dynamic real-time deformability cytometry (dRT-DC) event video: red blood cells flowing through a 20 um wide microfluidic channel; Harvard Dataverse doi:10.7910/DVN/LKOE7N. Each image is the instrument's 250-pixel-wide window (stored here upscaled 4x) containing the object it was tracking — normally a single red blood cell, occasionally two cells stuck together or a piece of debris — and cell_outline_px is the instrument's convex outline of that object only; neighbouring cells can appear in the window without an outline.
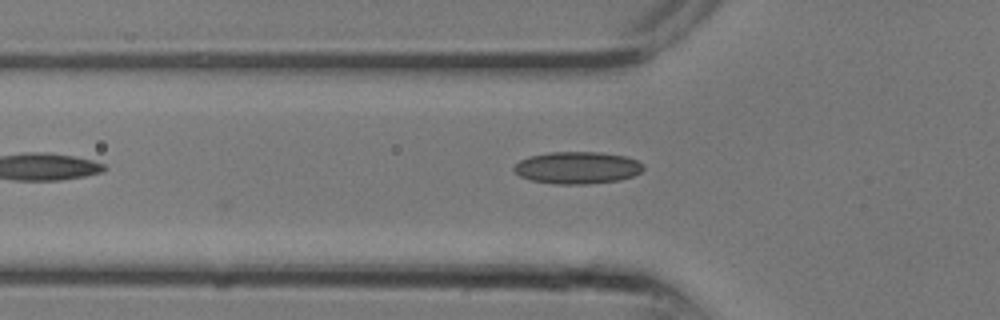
{"species": "common noctule bat (a hibernating species)", "species_latin": "Nyctalus noctula", "temperature_condition": "room temperature", "stored_images_in_passage": 9, "camera_frame_rate_fps": 3000, "um_per_image_px": 0.085, "animal": {"sex": "male", "body_mass_g": 13.3}, "frame": {"image": 1, "passage_image": 9, "time_ms": 2.667, "image_size_px": [1000, 320], "cell_outline_px": [[644, 168], [640, 172], [632, 176], [620, 180], [584, 184], [556, 184], [532, 180], [520, 176], [512, 172], [512, 168], [520, 160], [528, 156], [548, 152], [600, 152], [628, 156], [644, 164]], "centroid_in_image_um": [49.06, 14.24], "position_along_channel_um": 76.7, "area_um2": 24.39}}